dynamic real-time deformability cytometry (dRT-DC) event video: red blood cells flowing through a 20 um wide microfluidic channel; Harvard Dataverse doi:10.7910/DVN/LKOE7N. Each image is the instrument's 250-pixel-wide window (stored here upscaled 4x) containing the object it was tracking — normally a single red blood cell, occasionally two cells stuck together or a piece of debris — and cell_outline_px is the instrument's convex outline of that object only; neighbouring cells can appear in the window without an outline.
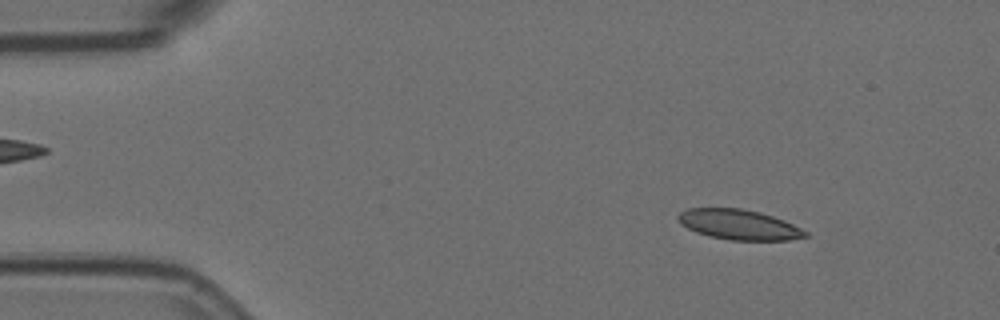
{"species": "Egyptian fruit bat (a non-hibernating species)", "species_latin": "Rousettus aegyptiacus", "temperature_condition": "room temperature", "stored_images_in_passage": 55, "camera_frame_rate_fps": 3000, "um_per_image_px": 0.085, "animal": {"sex": "female"}, "frame": {"image": 1, "passage_image": 6, "time_ms": 1.667, "image_size_px": [1000, 320], "cell_outline_px": [[808, 236], [788, 240], [732, 240], [708, 236], [696, 232], [680, 224], [676, 216], [680, 212], [688, 208], [740, 208], [760, 212], [784, 220], [808, 232]], "centroid_in_image_um": [62.78, 19.09], "position_along_channel_um": 22.2, "area_um2": 22.31}}
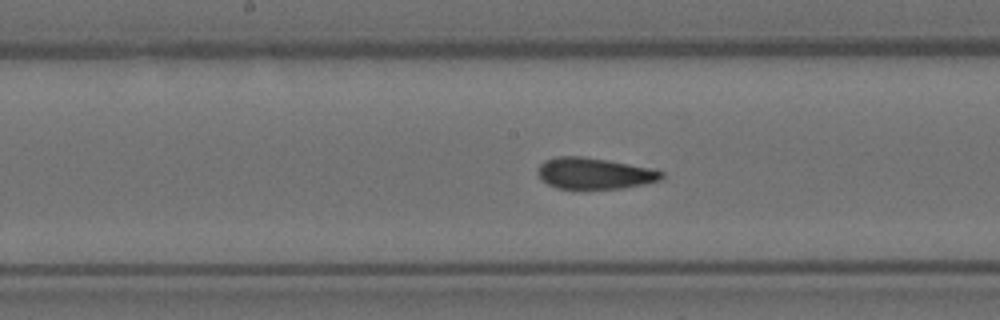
{"frame": {"image": 2, "passage_image": 27, "time_ms": 8.667, "image_size_px": [1000, 320], "cell_outline_px": [[664, 176], [660, 180], [644, 184], [624, 188], [556, 188], [540, 180], [536, 172], [540, 164], [544, 160], [556, 156], [580, 156], [628, 164], [648, 168], [664, 172]], "centroid_in_image_um": [50.46, 14.74], "position_along_channel_um": 197.7, "area_um2": 22.37}}
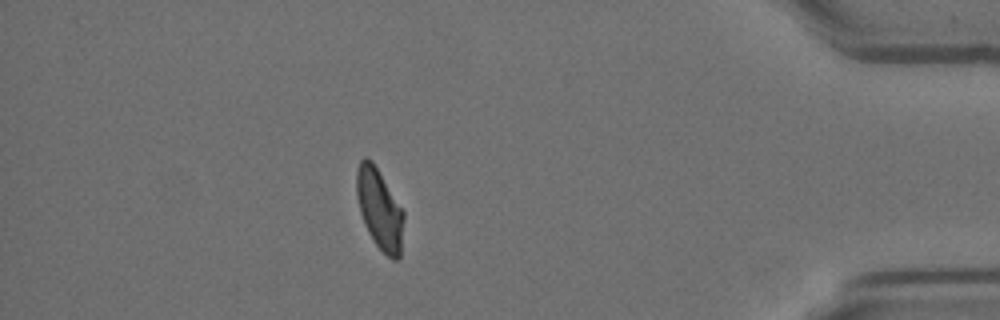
{"frame": {"image": 3, "passage_image": 48, "time_ms": 15.667, "image_size_px": [1000, 320], "cell_outline_px": [[404, 220], [400, 256], [396, 260], [392, 260], [376, 244], [368, 232], [364, 224], [360, 212], [356, 196], [356, 168], [360, 160], [364, 156], [372, 160], [404, 212]], "centroid_in_image_um": [32.24, 17.75], "position_along_channel_um": 403.0, "area_um2": 22.08}, "authors_computed_cell_mechanics": {"area_um2": 23.0622, "velocity_mm_per_s": 3.5991, "shape_relaxation_time_tau1_ms": 7.3889, "shape_relaxation_time_tau2_ms": 1.3311, "deformation_change_tau1": 0.1567, "deformation_change_tau2": 0.0771}}